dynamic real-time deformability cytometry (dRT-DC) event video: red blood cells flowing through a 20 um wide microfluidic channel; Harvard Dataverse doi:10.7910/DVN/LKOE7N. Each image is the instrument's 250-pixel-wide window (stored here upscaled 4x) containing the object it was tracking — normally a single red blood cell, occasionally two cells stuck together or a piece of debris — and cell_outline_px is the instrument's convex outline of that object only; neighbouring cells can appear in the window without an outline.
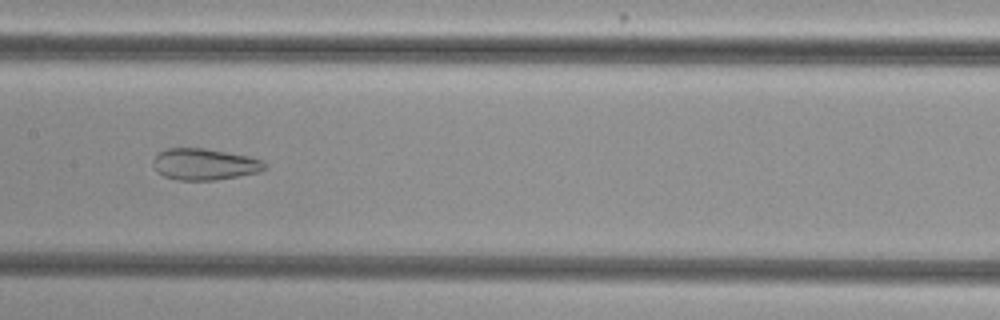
{"species": "common noctule bat (a hibernating species)", "species_latin": "Nyctalus noctula", "temperature_condition": "cold", "stored_images_in_passage": 53, "camera_frame_rate_fps": 3000, "um_per_image_px": 0.085, "animal": {"sex": "female", "body_mass_g": 29.2, "forearm_length_mm": 56.3}, "frame": {"image": 1, "passage_image": 27, "time_ms": 8.667, "image_size_px": [1000, 320], "cell_outline_px": [[268, 168], [260, 172], [216, 180], [180, 180], [164, 176], [156, 172], [152, 164], [152, 160], [160, 152], [168, 148], [204, 148], [248, 156], [264, 160]], "centroid_in_image_um": [17.4, 13.96], "position_along_channel_um": 190.0, "area_um2": 20.58}}
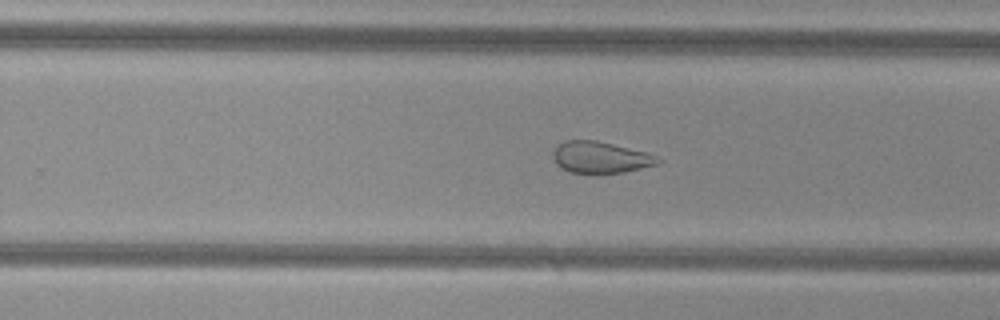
{"frame": {"image": 2, "passage_image": 34, "time_ms": 11.0, "image_size_px": [1000, 320], "cell_outline_px": [[660, 160], [656, 164], [624, 172], [596, 176], [568, 172], [560, 168], [556, 164], [552, 156], [552, 152], [564, 140], [596, 140], [648, 152], [656, 156]], "centroid_in_image_um": [50.99, 13.41], "position_along_channel_um": 278.8, "area_um2": 19.83}}
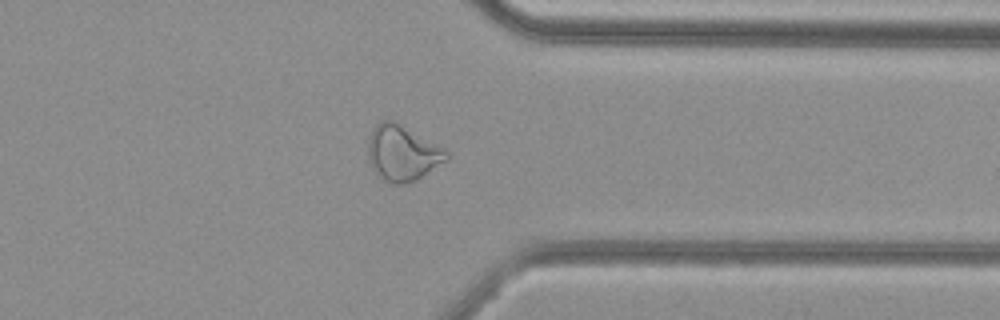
{"frame": {"image": 3, "passage_image": 42, "time_ms": 13.667, "image_size_px": [1000, 320], "cell_outline_px": [[448, 160], [416, 180], [404, 184], [392, 184], [384, 180], [372, 168], [368, 152], [368, 140], [376, 124], [384, 120], [392, 120], [400, 124], [444, 148], [448, 152]], "centroid_in_image_um": [34.22, 13.03], "position_along_channel_um": 377.2, "area_um2": 25.03}, "authors_computed_cell_mechanics": {"area_um2": 26.9348, "velocity_mm_per_s": 3.8126, "shape_relaxation_time_tau1_ms": null, "shape_relaxation_time_tau2_ms": 2.0469, "deformation_change_tau1": null, "deformation_change_tau2": 0.0969}}